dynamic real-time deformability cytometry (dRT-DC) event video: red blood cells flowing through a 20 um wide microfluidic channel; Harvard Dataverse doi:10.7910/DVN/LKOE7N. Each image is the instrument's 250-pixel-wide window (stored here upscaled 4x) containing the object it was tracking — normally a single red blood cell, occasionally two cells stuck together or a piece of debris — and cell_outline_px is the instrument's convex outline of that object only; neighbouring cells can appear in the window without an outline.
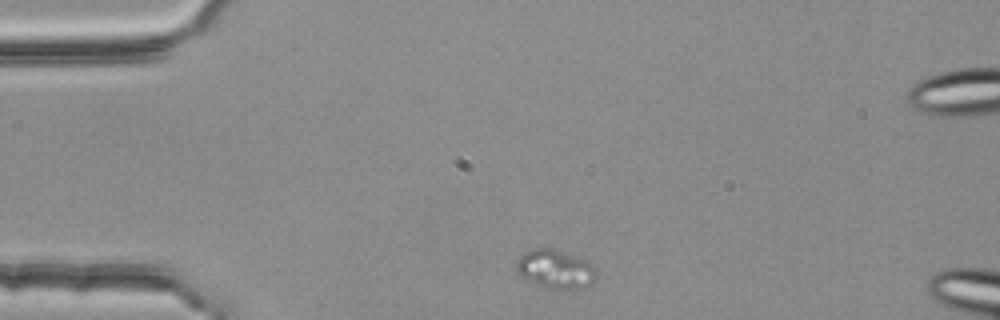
{"species": "common noctule bat (a hibernating species)", "species_latin": "Nyctalus noctula", "temperature_condition": "room temperature", "stored_images_in_passage": 4, "segment_of_instrument_passage": [2, 2], "camera_frame_rate_fps": 3000, "um_per_image_px": 0.085, "animal": {"sex": "female", "body_mass_g": 25.1}, "frame": {"image": 1, "passage_image": 4, "time_ms": 1.0, "image_size_px": [1000, 320], "cell_outline_px": [[596, 276], [592, 284], [588, 288], [544, 288], [520, 276], [516, 272], [516, 260], [528, 248], [556, 248], [580, 256], [588, 260], [596, 268]], "centroid_in_image_um": [47.22, 22.84], "position_along_channel_um": 37.8, "area_um2": 18.67}}